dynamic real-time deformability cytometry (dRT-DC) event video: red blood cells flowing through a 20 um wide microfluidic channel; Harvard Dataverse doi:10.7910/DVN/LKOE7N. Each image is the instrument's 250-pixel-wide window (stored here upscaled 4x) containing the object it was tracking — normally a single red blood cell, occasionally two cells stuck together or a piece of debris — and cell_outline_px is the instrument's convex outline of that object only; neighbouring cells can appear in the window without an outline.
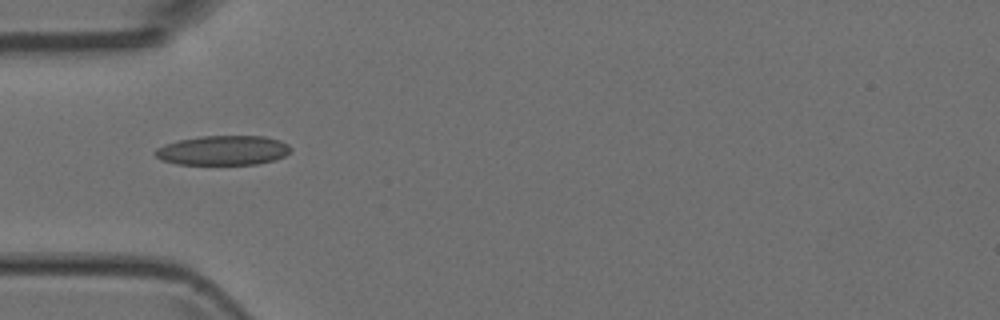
{"species": "Egyptian fruit bat (a non-hibernating species)", "species_latin": "Rousettus aegyptiacus", "temperature_condition": "room temperature", "stored_images_in_passage": 1, "camera_frame_rate_fps": 3000, "um_per_image_px": 0.085, "animal": {"sex": "female"}, "frame": {"image": 1, "passage_image": 1, "time_ms": 0.0, "image_size_px": [1000, 320], "cell_outline_px": [[292, 148], [284, 156], [276, 160], [256, 164], [176, 164], [160, 160], [156, 156], [156, 148], [164, 144], [180, 140], [204, 136], [264, 136], [280, 140], [288, 144]], "centroid_in_image_um": [18.98, 12.78], "position_along_channel_um": 66.0, "area_um2": 23.29}}